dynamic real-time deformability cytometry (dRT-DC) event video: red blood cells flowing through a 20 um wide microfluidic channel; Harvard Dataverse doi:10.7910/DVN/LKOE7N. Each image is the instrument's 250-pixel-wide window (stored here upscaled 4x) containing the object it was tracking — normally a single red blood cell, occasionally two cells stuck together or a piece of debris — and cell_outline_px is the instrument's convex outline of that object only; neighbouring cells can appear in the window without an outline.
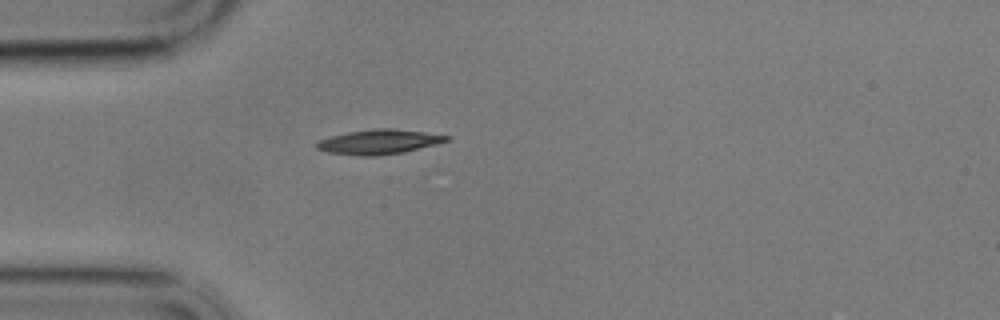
{"species": "common noctule bat (a hibernating species)", "species_latin": "Nyctalus noctula", "temperature_condition": "cold", "stored_images_in_passage": 43, "camera_frame_rate_fps": 3000, "um_per_image_px": 0.085, "animal": {"sex": "male", "body_mass_g": 17.9}, "frame": {"image": 1, "passage_image": 1, "time_ms": 0.0, "image_size_px": [1000, 320], "cell_outline_px": [[452, 140], [404, 152], [376, 156], [360, 156], [328, 152], [316, 148], [316, 140], [348, 132], [372, 128], [396, 128], [452, 136]], "centroid_in_image_um": [32.24, 12.05], "position_along_channel_um": 52.8, "area_um2": 18.84}}
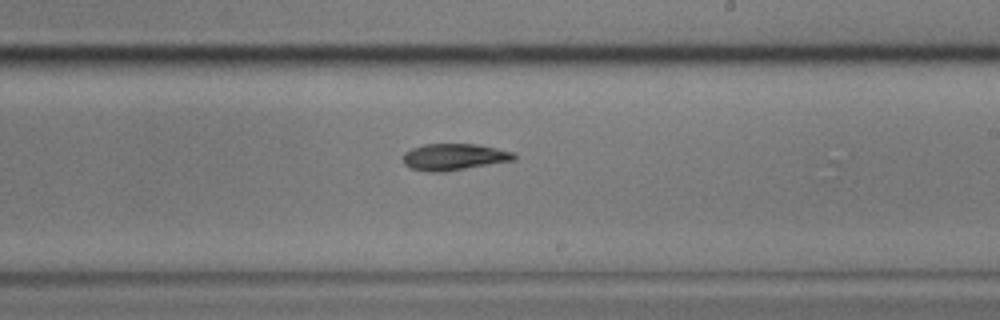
{"frame": {"image": 2, "passage_image": 19, "time_ms": 6.0, "image_size_px": [1000, 320], "cell_outline_px": [[516, 160], [444, 172], [428, 172], [408, 168], [404, 164], [404, 152], [412, 148], [424, 144], [476, 144], [496, 148], [512, 152], [516, 156]], "centroid_in_image_um": [38.57, 13.35], "position_along_channel_um": 250.4, "area_um2": 17.28}}
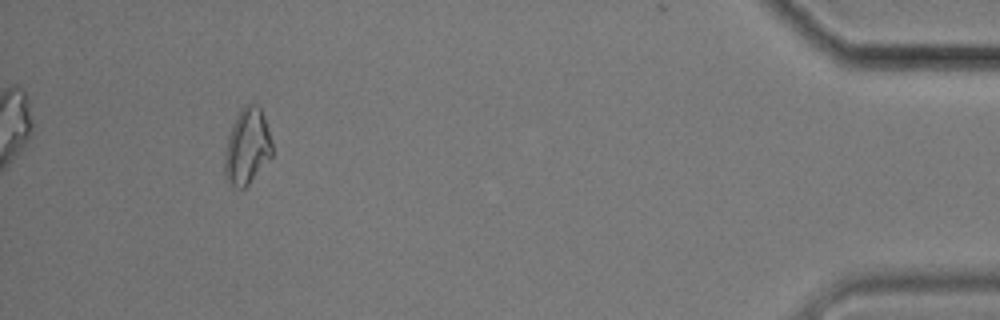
{"frame": {"image": 3, "passage_image": 39, "time_ms": 12.667, "image_size_px": [1000, 320], "cell_outline_px": [[272, 156], [248, 184], [244, 188], [236, 188], [224, 180], [224, 152], [228, 136], [236, 116], [244, 104], [256, 104], [260, 108], [264, 116], [272, 140]], "centroid_in_image_um": [20.99, 12.47], "position_along_channel_um": 414.2, "area_um2": 21.15}, "authors_computed_cell_mechanics": {"area_um2": 17.918, "velocity_mm_per_s": 3.4156, "shape_relaxation_time_tau1_ms": 7.6739, "shape_relaxation_time_tau2_ms": null, "deformation_change_tau1": 0.1603, "deformation_change_tau2": null}}